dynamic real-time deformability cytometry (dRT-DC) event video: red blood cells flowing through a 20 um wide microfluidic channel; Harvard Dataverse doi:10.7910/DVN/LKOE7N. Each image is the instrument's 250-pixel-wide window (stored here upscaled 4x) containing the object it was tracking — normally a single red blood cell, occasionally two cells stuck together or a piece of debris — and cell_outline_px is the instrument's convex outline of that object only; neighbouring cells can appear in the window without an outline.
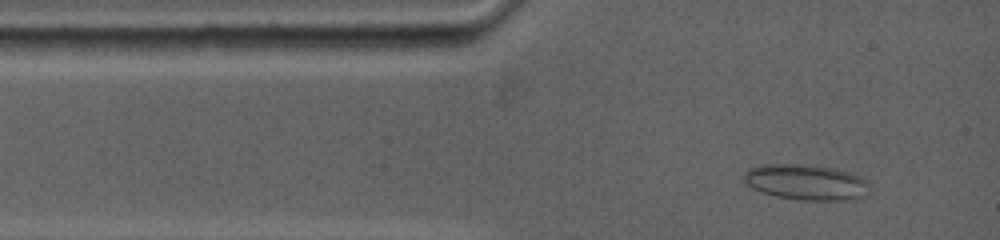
{"species": "common noctule bat (a hibernating species)", "species_latin": "Nyctalus noctula", "temperature_condition": "warm", "stored_images_in_passage": 8, "camera_frame_rate_fps": 5000, "um_per_image_px": 0.085, "animal": {"sex": "female", "body_mass_g": 19.0, "forearm_length_mm": 53.3}, "frame": {"image": 1, "passage_image": 2, "time_ms": 0.6, "image_size_px": [1000, 240], "cell_outline_px": [[864, 196], [852, 200], [800, 200], [776, 196], [760, 192], [752, 188], [744, 180], [744, 172], [748, 168], [760, 164], [800, 164], [832, 168], [852, 172], [860, 176], [864, 180]], "centroid_in_image_um": [68.43, 15.48], "position_along_channel_um": 16.6, "area_um2": 25.84}}
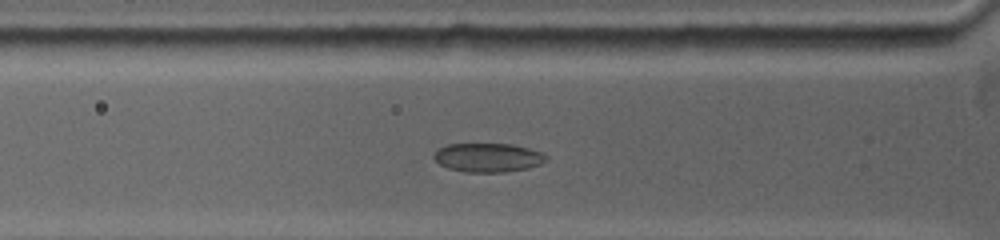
{"frame": {"image": 2, "passage_image": 6, "time_ms": 3.0, "image_size_px": [1000, 240], "cell_outline_px": [[548, 160], [540, 164], [528, 168], [504, 172], [464, 172], [448, 168], [440, 164], [432, 156], [440, 148], [448, 144], [512, 144], [528, 148], [540, 152], [548, 156]], "centroid_in_image_um": [41.5, 13.4], "position_along_channel_um": 84.3, "area_um2": 18.84}}
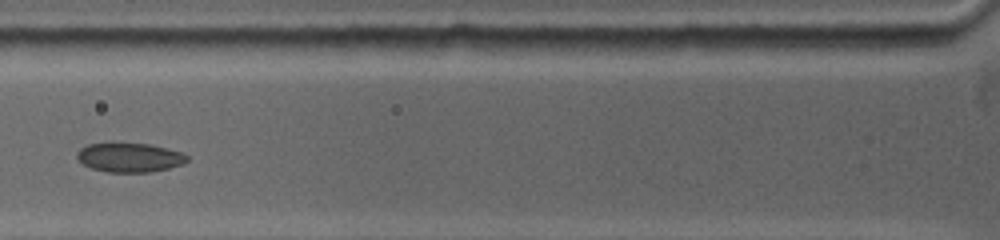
{"frame": {"image": 3, "passage_image": 7, "time_ms": 3.8, "image_size_px": [1000, 240], "cell_outline_px": [[188, 160], [180, 164], [168, 168], [148, 172], [108, 172], [92, 168], [84, 164], [76, 156], [76, 152], [80, 148], [88, 144], [112, 140], [152, 144], [180, 152], [188, 156]], "centroid_in_image_um": [10.95, 13.33], "position_along_channel_um": 114.8, "area_um2": 19.25}}